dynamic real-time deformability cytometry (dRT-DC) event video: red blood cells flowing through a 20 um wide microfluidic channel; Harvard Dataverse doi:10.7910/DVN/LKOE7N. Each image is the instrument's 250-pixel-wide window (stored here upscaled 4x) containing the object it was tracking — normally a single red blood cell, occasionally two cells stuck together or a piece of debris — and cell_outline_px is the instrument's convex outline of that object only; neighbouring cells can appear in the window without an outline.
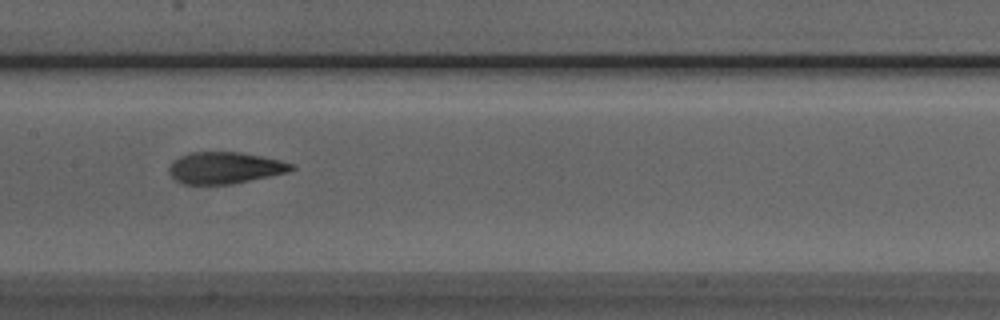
{"species": "Egyptian fruit bat (a non-hibernating species)", "species_latin": "Rousettus aegyptiacus", "temperature_condition": "room temperature", "stored_images_in_passage": 33, "camera_frame_rate_fps": 3000, "um_per_image_px": 0.085, "animal": {"sex": "male"}, "frame": {"image": 1, "passage_image": 13, "time_ms": 4.0, "image_size_px": [1000, 320], "cell_outline_px": [[296, 168], [288, 172], [232, 184], [184, 184], [176, 180], [168, 172], [168, 168], [172, 160], [180, 156], [192, 152], [240, 152], [280, 160], [292, 164]], "centroid_in_image_um": [19.08, 14.26], "position_along_channel_um": 188.3, "area_um2": 22.48}}
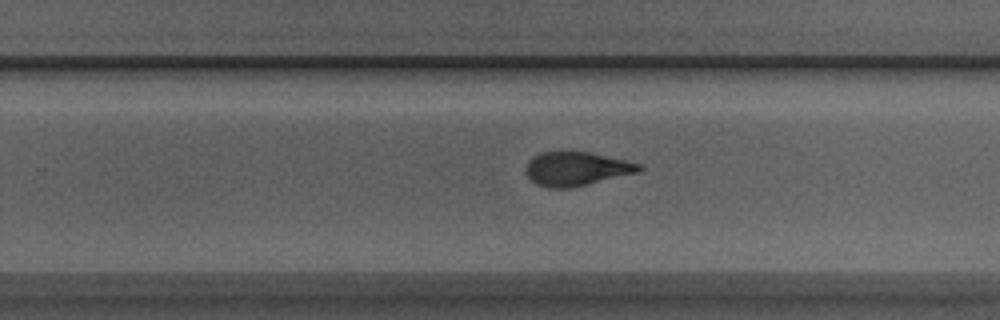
{"frame": {"image": 2, "passage_image": 20, "time_ms": 6.333, "image_size_px": [1000, 320], "cell_outline_px": [[644, 168], [636, 172], [572, 188], [548, 188], [536, 184], [524, 172], [524, 168], [528, 160], [532, 156], [540, 152], [588, 152], [624, 160], [640, 164]], "centroid_in_image_um": [48.91, 14.35], "position_along_channel_um": 280.9, "area_um2": 22.2}}
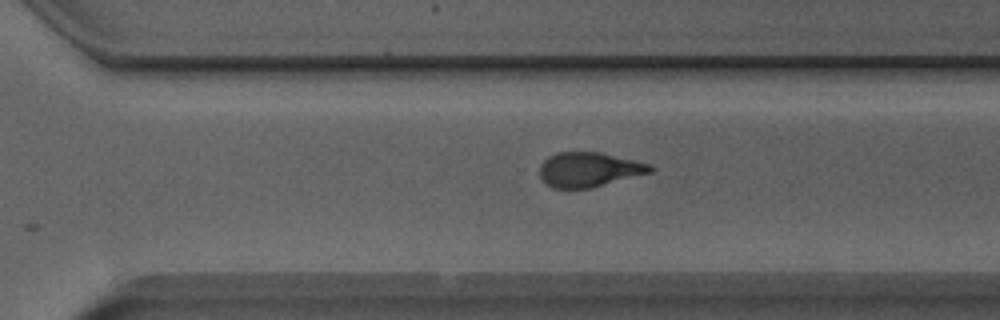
{"frame": {"image": 3, "passage_image": 23, "time_ms": 7.333, "image_size_px": [1000, 320], "cell_outline_px": [[656, 168], [652, 172], [592, 188], [552, 188], [540, 176], [540, 164], [548, 156], [556, 152], [600, 152], [648, 164]], "centroid_in_image_um": [50.05, 14.41], "position_along_channel_um": 320.5, "area_um2": 22.2}, "authors_computed_cell_mechanics": {"area_um2": 22.4842, "velocity_mm_per_s": 3.9805, "shape_relaxation_time_tau1_ms": 3.98, "shape_relaxation_time_tau2_ms": 1.5941, "deformation_change_tau1": 0.1618, "deformation_change_tau2": 0.1043}}